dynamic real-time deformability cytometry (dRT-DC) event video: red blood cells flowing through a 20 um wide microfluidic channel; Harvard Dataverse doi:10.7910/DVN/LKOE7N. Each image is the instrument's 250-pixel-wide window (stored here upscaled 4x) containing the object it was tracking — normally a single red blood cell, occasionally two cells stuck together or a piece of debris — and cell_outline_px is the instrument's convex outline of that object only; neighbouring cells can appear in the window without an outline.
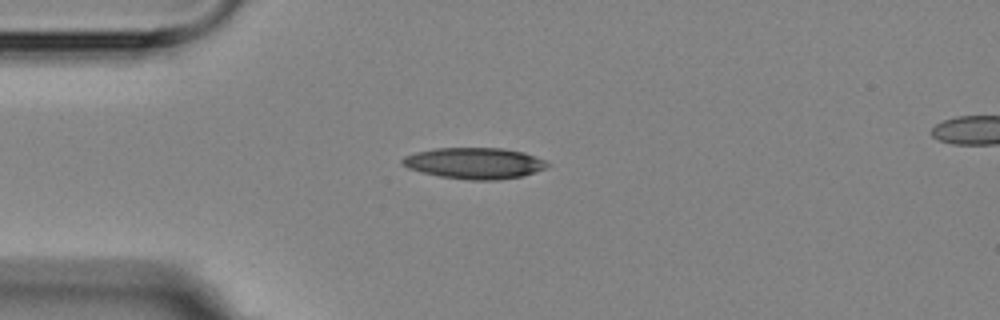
{"species": "Egyptian fruit bat (a non-hibernating species)", "species_latin": "Rousettus aegyptiacus", "temperature_condition": "room temperature", "stored_images_in_passage": 14, "segment_of_instrument_passage": [1, 2], "camera_frame_rate_fps": 3000, "um_per_image_px": 0.085, "animal": {"sex": "female"}, "frame": {"image": 1, "passage_image": 1, "time_ms": 0.0, "image_size_px": [1000, 320], "cell_outline_px": [[552, 164], [548, 168], [520, 176], [496, 180], [468, 180], [440, 176], [420, 172], [408, 168], [400, 164], [400, 160], [404, 156], [416, 152], [436, 148], [504, 148], [524, 152], [544, 160]], "centroid_in_image_um": [40.32, 13.87], "position_along_channel_um": 44.7, "area_um2": 26.47}}
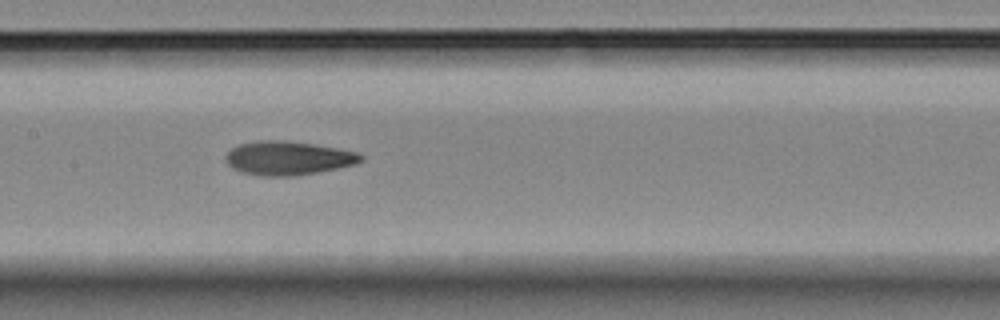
{"frame": {"image": 2, "passage_image": 5, "time_ms": 4.333, "image_size_px": [1000, 320], "cell_outline_px": [[364, 160], [356, 164], [316, 172], [292, 176], [260, 176], [240, 172], [232, 168], [224, 160], [224, 156], [232, 148], [240, 144], [260, 140], [284, 140], [340, 148], [356, 152], [364, 156]], "centroid_in_image_um": [24.47, 13.44], "position_along_channel_um": 182.9, "area_um2": 26.7}}
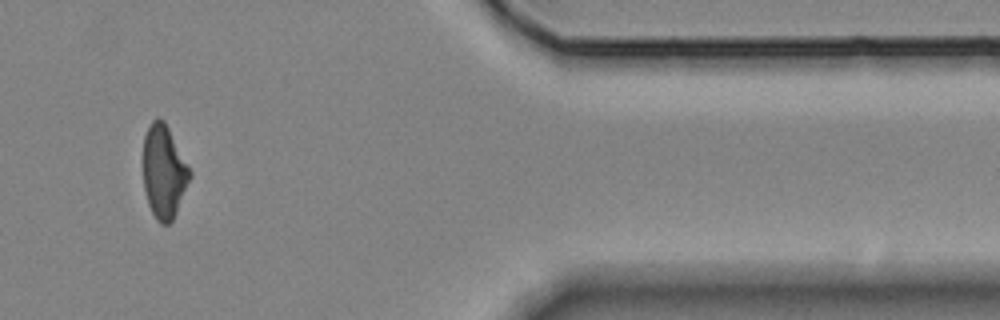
{"frame": {"image": 3, "passage_image": 11, "time_ms": 11.333, "image_size_px": [1000, 320], "cell_outline_px": [[192, 176], [176, 212], [172, 220], [168, 224], [160, 224], [156, 220], [148, 204], [144, 188], [144, 136], [152, 120], [156, 116], [164, 120], [192, 172]], "centroid_in_image_um": [13.94, 14.6], "position_along_channel_um": 397.5, "area_um2": 25.2}}